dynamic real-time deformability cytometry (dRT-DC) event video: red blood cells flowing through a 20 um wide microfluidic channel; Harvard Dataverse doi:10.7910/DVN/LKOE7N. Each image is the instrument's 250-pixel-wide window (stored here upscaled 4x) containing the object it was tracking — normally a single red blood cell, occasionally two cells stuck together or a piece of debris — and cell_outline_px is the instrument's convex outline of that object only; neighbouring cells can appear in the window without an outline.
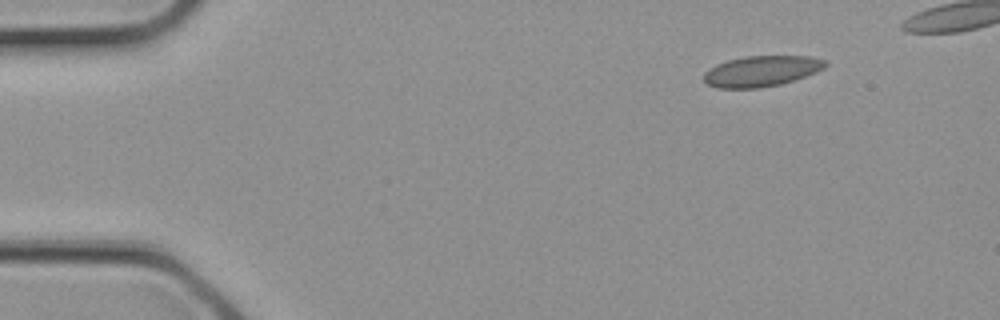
{"species": "common noctule bat (a hibernating species)", "species_latin": "Nyctalus noctula", "temperature_condition": "cold", "stored_images_in_passage": 3, "camera_frame_rate_fps": 3000, "um_per_image_px": 0.085, "animal": {"sex": "female", "body_mass_g": 21.9}, "frame": {"image": 1, "passage_image": 3, "time_ms": 0.667, "image_size_px": [1000, 320], "cell_outline_px": [[828, 64], [824, 68], [816, 72], [780, 84], [760, 88], [716, 88], [708, 84], [704, 80], [704, 72], [716, 64], [728, 60], [744, 56], [812, 56], [828, 60]], "centroid_in_image_um": [64.74, 6.03], "position_along_channel_um": 20.3, "area_um2": 21.79}}